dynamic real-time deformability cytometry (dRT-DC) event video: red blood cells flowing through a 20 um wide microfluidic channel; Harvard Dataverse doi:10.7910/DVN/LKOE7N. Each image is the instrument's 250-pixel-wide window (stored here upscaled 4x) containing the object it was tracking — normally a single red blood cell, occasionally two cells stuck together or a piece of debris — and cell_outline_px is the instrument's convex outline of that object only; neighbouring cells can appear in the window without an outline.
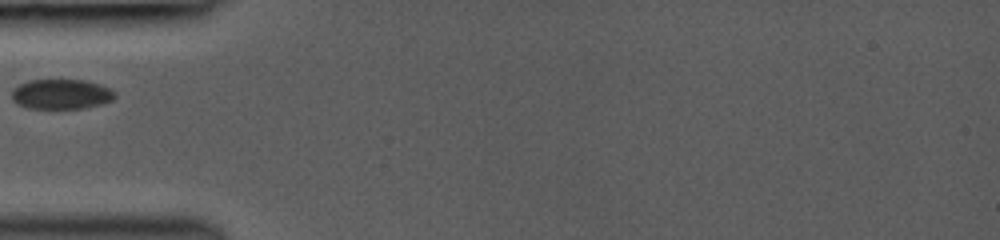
{"species": "common noctule bat (a hibernating species)", "species_latin": "Nyctalus noctula", "temperature_condition": "room temperature", "stored_images_in_passage": 27, "camera_frame_rate_fps": 3000, "um_per_image_px": 0.085, "animal": {"sex": "female", "body_mass_g": 19.0, "forearm_length_mm": 53.3}, "frame": {"image": 1, "passage_image": 1, "time_ms": 0.0, "image_size_px": [1000, 240], "cell_outline_px": [[116, 96], [112, 100], [104, 104], [84, 108], [28, 108], [16, 104], [12, 100], [12, 92], [20, 84], [28, 80], [84, 80], [100, 84], [116, 92]], "centroid_in_image_um": [5.23, 8.01], "position_along_channel_um": 79.8, "area_um2": 18.03}}
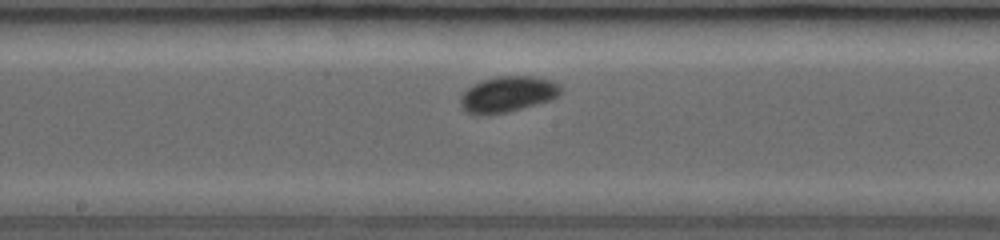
{"frame": {"image": 2, "passage_image": 10, "time_ms": 3.0, "image_size_px": [1000, 240], "cell_outline_px": [[560, 92], [552, 100], [508, 112], [488, 116], [480, 116], [468, 112], [460, 104], [460, 96], [468, 88], [480, 80], [496, 76], [532, 76], [552, 80], [560, 84]], "centroid_in_image_um": [43.14, 8.02], "position_along_channel_um": 205.1, "area_um2": 21.15}}
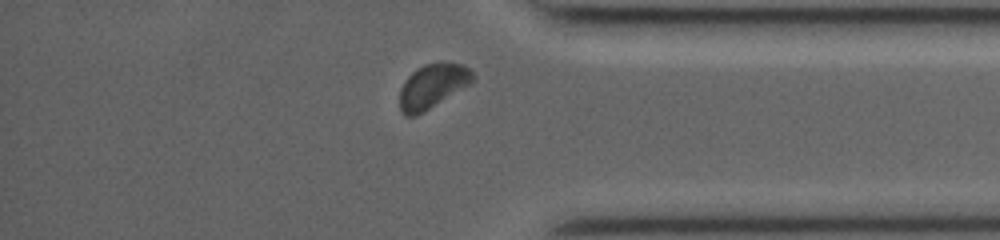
{"frame": {"image": 3, "passage_image": 24, "time_ms": 7.667, "image_size_px": [1000, 240], "cell_outline_px": [[476, 76], [472, 84], [424, 112], [416, 116], [404, 116], [400, 112], [400, 88], [404, 80], [416, 68], [424, 64], [440, 60], [464, 64]], "centroid_in_image_um": [36.79, 7.29], "position_along_channel_um": 398.4, "area_um2": 19.59}}